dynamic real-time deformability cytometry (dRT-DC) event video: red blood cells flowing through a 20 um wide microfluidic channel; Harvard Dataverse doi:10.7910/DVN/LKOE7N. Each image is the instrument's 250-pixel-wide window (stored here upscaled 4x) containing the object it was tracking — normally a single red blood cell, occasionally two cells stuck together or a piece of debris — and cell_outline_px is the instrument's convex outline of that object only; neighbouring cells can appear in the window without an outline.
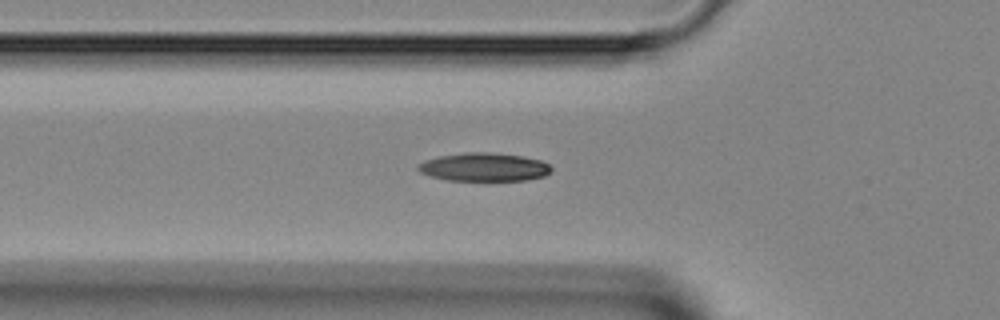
{"species": "Egyptian fruit bat (a non-hibernating species)", "species_latin": "Rousettus aegyptiacus", "temperature_condition": "room temperature", "stored_images_in_passage": 30, "camera_frame_rate_fps": 3000, "um_per_image_px": 0.085, "animal": {"sex": "female"}, "frame": {"image": 1, "passage_image": 3, "time_ms": 0.667, "image_size_px": [1000, 320], "cell_outline_px": [[552, 172], [544, 176], [524, 180], [448, 180], [428, 176], [420, 172], [416, 168], [416, 164], [424, 160], [440, 156], [464, 152], [488, 152], [524, 156], [540, 160], [548, 164], [552, 168]], "centroid_in_image_um": [41.11, 14.19], "position_along_channel_um": 84.7, "area_um2": 22.14}}
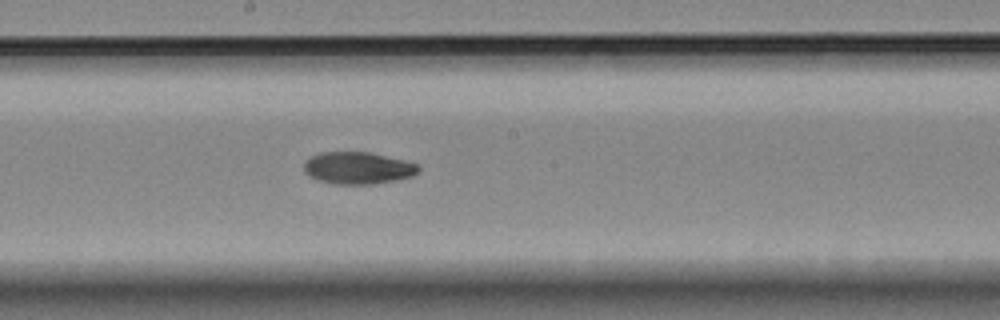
{"frame": {"image": 2, "passage_image": 12, "time_ms": 3.667, "image_size_px": [1000, 320], "cell_outline_px": [[420, 172], [412, 176], [396, 180], [372, 184], [332, 184], [308, 176], [304, 172], [304, 164], [312, 156], [320, 152], [368, 152], [404, 160], [416, 164], [420, 168]], "centroid_in_image_um": [30.42, 14.29], "position_along_channel_um": 217.8, "area_um2": 21.33}}
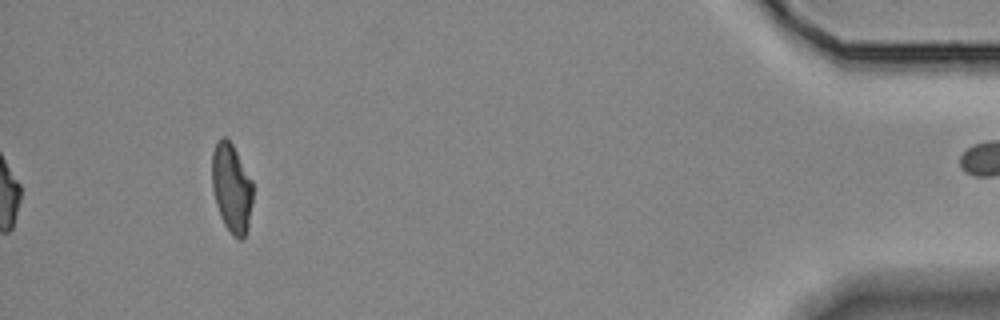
{"frame": {"image": 3, "passage_image": 30, "time_ms": 9.667, "image_size_px": [1000, 320], "cell_outline_px": [[252, 200], [248, 224], [244, 236], [240, 240], [232, 236], [224, 224], [220, 216], [216, 204], [212, 188], [212, 152], [216, 140], [220, 136], [224, 136], [232, 144], [252, 180]], "centroid_in_image_um": [19.66, 15.95], "position_along_channel_um": 415.5, "area_um2": 21.15}}